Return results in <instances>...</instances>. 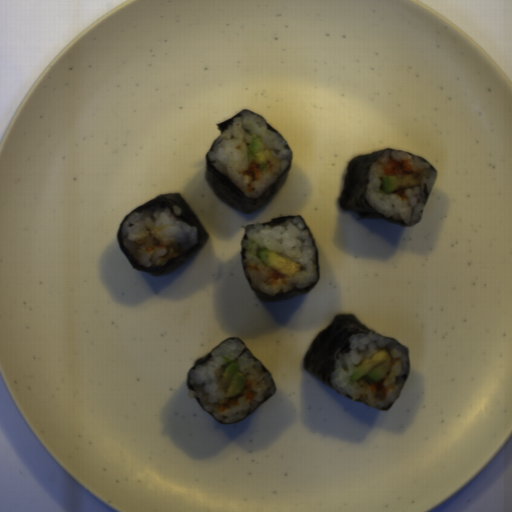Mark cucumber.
Returning a JSON list of instances; mask_svg holds the SVG:
<instances>
[{"instance_id": "cucumber-1", "label": "cucumber", "mask_w": 512, "mask_h": 512, "mask_svg": "<svg viewBox=\"0 0 512 512\" xmlns=\"http://www.w3.org/2000/svg\"><path fill=\"white\" fill-rule=\"evenodd\" d=\"M392 360L386 349H381L372 357L363 359L362 363L352 371L351 380H364L368 384H377L390 371Z\"/></svg>"}, {"instance_id": "cucumber-2", "label": "cucumber", "mask_w": 512, "mask_h": 512, "mask_svg": "<svg viewBox=\"0 0 512 512\" xmlns=\"http://www.w3.org/2000/svg\"><path fill=\"white\" fill-rule=\"evenodd\" d=\"M214 376L219 384L220 391L227 398L238 395L244 388L245 377L238 360L232 359L225 362L218 370L214 371Z\"/></svg>"}, {"instance_id": "cucumber-3", "label": "cucumber", "mask_w": 512, "mask_h": 512, "mask_svg": "<svg viewBox=\"0 0 512 512\" xmlns=\"http://www.w3.org/2000/svg\"><path fill=\"white\" fill-rule=\"evenodd\" d=\"M257 255L266 266L273 268L284 276L292 277L302 271L301 265L267 249H259Z\"/></svg>"}, {"instance_id": "cucumber-4", "label": "cucumber", "mask_w": 512, "mask_h": 512, "mask_svg": "<svg viewBox=\"0 0 512 512\" xmlns=\"http://www.w3.org/2000/svg\"><path fill=\"white\" fill-rule=\"evenodd\" d=\"M419 180L413 174H401L394 176H385L381 180V188L383 192L390 193L399 189H408L419 185Z\"/></svg>"}, {"instance_id": "cucumber-5", "label": "cucumber", "mask_w": 512, "mask_h": 512, "mask_svg": "<svg viewBox=\"0 0 512 512\" xmlns=\"http://www.w3.org/2000/svg\"><path fill=\"white\" fill-rule=\"evenodd\" d=\"M246 153L250 161H254L259 165V170H265L267 161L264 155L262 140L259 135L251 138V143L248 146Z\"/></svg>"}]
</instances>
